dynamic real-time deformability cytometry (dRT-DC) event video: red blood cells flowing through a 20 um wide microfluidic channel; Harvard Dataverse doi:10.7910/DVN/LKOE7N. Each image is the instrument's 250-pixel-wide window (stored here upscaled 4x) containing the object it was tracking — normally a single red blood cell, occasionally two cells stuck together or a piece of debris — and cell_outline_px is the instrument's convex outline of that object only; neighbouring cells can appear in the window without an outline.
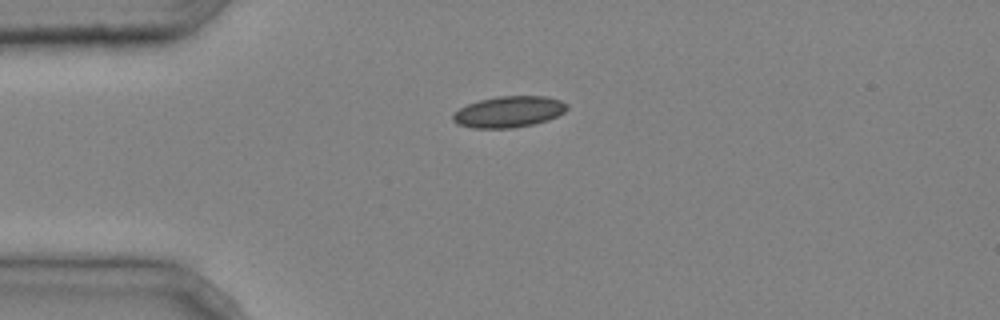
{"species": "common noctule bat (a hibernating species)", "species_latin": "Nyctalus noctula", "temperature_condition": "cold", "stored_images_in_passage": 4, "camera_frame_rate_fps": 3000, "um_per_image_px": 0.085, "animal": {"sex": "male", "body_mass_g": 20.4}, "frame": {"image": 1, "passage_image": 1, "time_ms": 0.0, "image_size_px": [1000, 320], "cell_outline_px": [[568, 108], [564, 112], [548, 120], [536, 124], [512, 128], [472, 128], [456, 124], [452, 120], [452, 112], [468, 104], [480, 100], [496, 96], [544, 96], [560, 100], [568, 104]], "centroid_in_image_um": [43.23, 9.51], "position_along_channel_um": 41.8, "area_um2": 20.92}}